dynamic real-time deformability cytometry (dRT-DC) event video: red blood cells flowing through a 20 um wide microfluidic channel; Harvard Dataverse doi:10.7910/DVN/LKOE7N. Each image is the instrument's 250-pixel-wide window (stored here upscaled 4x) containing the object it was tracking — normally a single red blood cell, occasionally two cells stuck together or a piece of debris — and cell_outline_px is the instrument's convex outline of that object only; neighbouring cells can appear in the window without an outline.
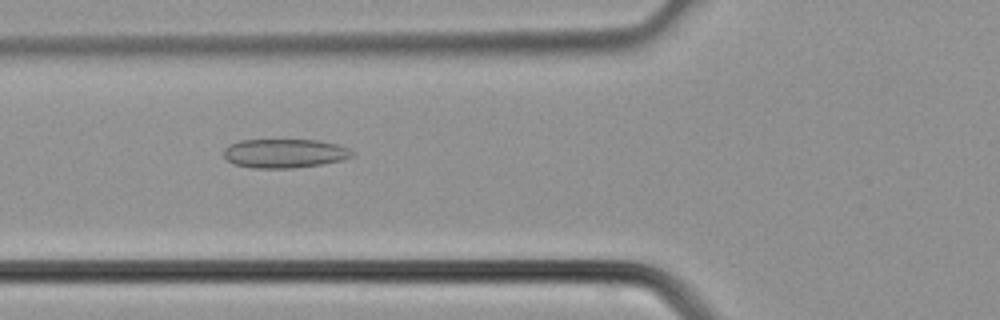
{"species": "common noctule bat (a hibernating species)", "species_latin": "Nyctalus noctula", "temperature_condition": "cold", "stored_images_in_passage": 36, "camera_frame_rate_fps": 3000, "um_per_image_px": 0.085, "animal": {"sex": "male", "body_mass_g": 21.5, "forearm_length_mm": 52.0}, "frame": {"image": 1, "passage_image": 14, "time_ms": 4.333, "image_size_px": [1000, 320], "cell_outline_px": [[356, 152], [352, 156], [340, 160], [320, 164], [292, 168], [252, 168], [232, 164], [224, 156], [224, 148], [228, 144], [240, 140], [316, 140], [336, 144], [348, 148]], "centroid_in_image_um": [24.15, 13.03], "position_along_channel_um": 101.7, "area_um2": 21.68}}
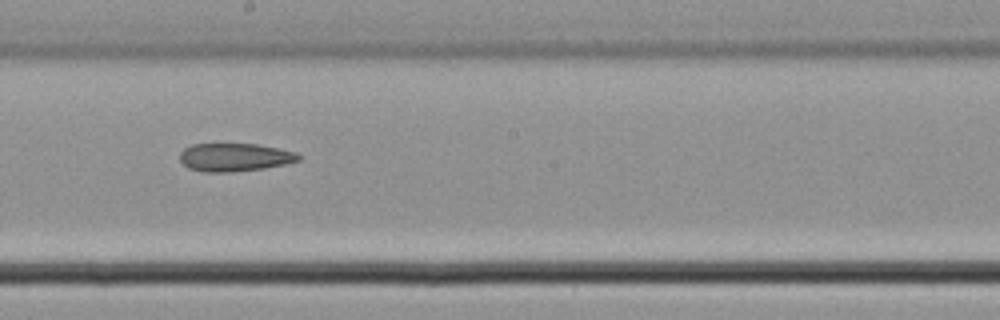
{"frame": {"image": 2, "passage_image": 21, "time_ms": 6.667, "image_size_px": [1000, 320], "cell_outline_px": [[300, 160], [284, 164], [264, 168], [232, 172], [204, 172], [188, 168], [180, 160], [180, 152], [184, 148], [192, 144], [256, 144], [296, 152], [300, 156]], "centroid_in_image_um": [19.92, 13.37], "position_along_channel_um": 228.3, "area_um2": 19.36}}
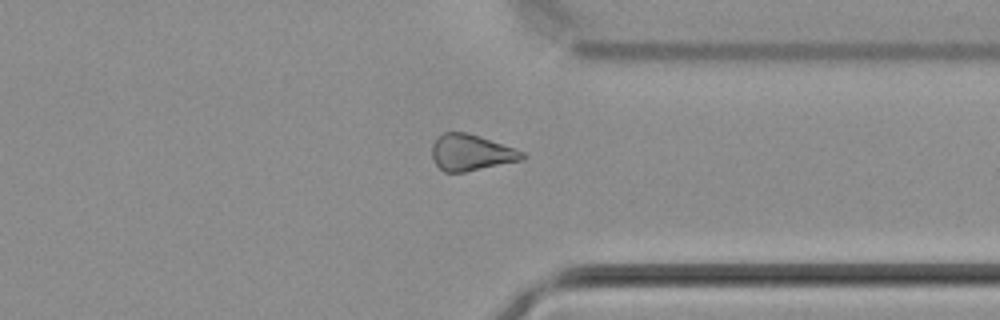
{"frame": {"image": 3, "passage_image": 29, "time_ms": 9.333, "image_size_px": [1000, 320], "cell_outline_px": [[528, 156], [524, 160], [464, 172], [444, 172], [436, 164], [432, 156], [432, 144], [436, 136], [444, 132], [464, 132], [480, 136], [524, 152]], "centroid_in_image_um": [40.04, 12.97], "position_along_channel_um": 371.4, "area_um2": 19.13}}